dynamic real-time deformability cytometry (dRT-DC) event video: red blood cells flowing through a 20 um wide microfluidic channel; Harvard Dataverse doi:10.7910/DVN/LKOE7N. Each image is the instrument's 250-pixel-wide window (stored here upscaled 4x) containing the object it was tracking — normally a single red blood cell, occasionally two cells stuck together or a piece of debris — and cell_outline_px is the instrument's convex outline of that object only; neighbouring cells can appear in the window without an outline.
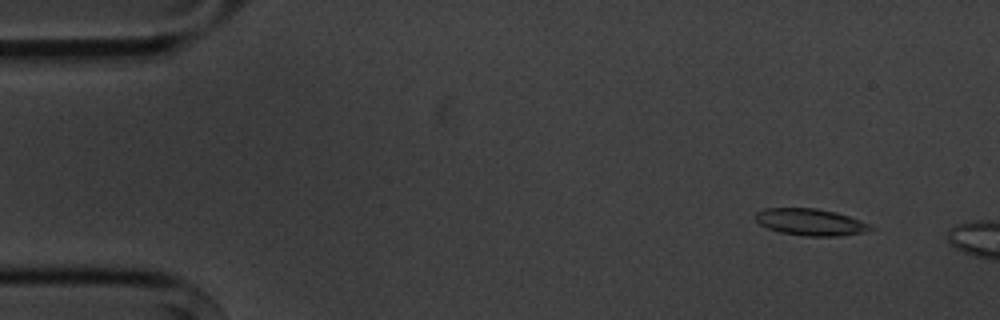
{"species": "common noctule bat (a hibernating species)", "species_latin": "Nyctalus noctula", "temperature_condition": "cold", "stored_images_in_passage": 4, "camera_frame_rate_fps": 3000, "um_per_image_px": 0.085, "animal": {"sex": "male", "body_mass_g": 20.1, "forearm_length_mm": 53.5}, "frame": {"image": 1, "passage_image": 2, "time_ms": 1.333, "image_size_px": [1000, 320], "cell_outline_px": [[876, 228], [864, 232], [840, 236], [804, 236], [780, 232], [768, 228], [760, 224], [756, 220], [756, 212], [764, 208], [816, 208], [836, 212], [860, 220]], "centroid_in_image_um": [68.89, 18.88], "position_along_channel_um": 16.1, "area_um2": 17.92}}